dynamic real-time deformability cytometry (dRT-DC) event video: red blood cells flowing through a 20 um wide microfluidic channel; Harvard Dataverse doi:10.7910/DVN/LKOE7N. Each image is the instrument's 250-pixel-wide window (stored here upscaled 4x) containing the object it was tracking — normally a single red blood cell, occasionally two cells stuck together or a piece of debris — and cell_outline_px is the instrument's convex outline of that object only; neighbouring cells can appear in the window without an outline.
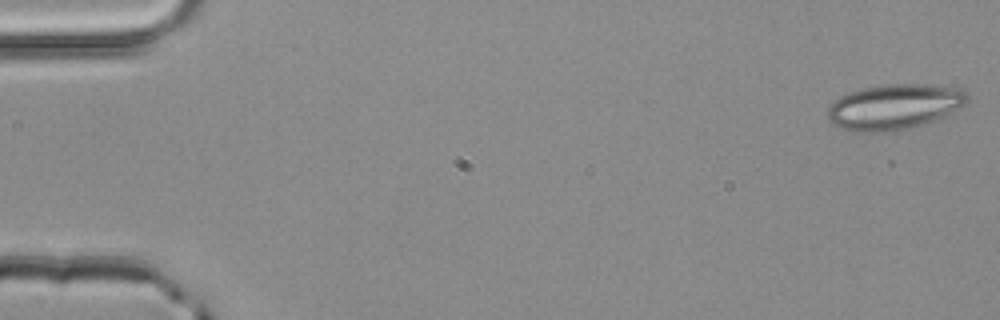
{"species": "common noctule bat (a hibernating species)", "species_latin": "Nyctalus noctula", "temperature_condition": "room temperature", "stored_images_in_passage": 2, "segment_of_instrument_passage": [2, 2], "camera_frame_rate_fps": 3000, "um_per_image_px": 0.085, "animal": {"sex": "male", "body_mass_g": 20.4}, "frame": {"image": 1, "passage_image": 2, "time_ms": 0.333, "image_size_px": [1000, 320], "cell_outline_px": [[968, 100], [964, 104], [944, 120], [908, 128], [888, 132], [852, 132], [828, 120], [828, 108], [840, 96], [848, 92], [860, 88], [880, 84], [928, 84], [964, 88], [968, 96]], "centroid_in_image_um": [76.09, 9.07], "position_along_channel_um": 8.9, "area_um2": 37.69}}